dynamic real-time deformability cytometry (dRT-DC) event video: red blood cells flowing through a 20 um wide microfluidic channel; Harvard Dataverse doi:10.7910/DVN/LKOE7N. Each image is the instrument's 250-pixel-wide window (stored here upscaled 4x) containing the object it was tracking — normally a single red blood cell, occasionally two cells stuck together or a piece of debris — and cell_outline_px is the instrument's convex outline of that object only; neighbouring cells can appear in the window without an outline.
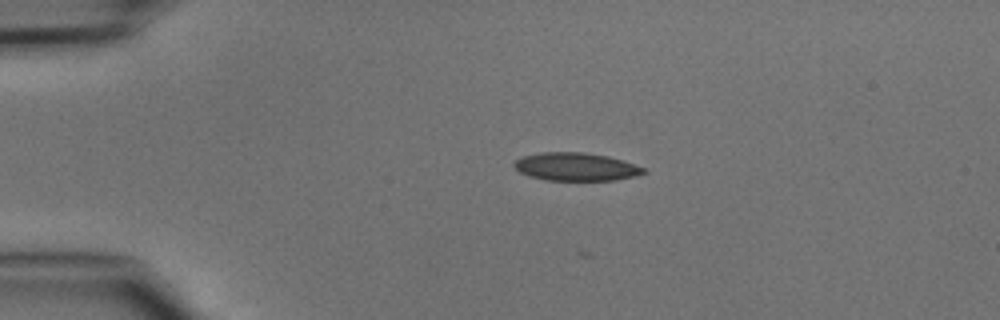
{"species": "common noctule bat (a hibernating species)", "species_latin": "Nyctalus noctula", "temperature_condition": "cold", "stored_images_in_passage": 18, "camera_frame_rate_fps": 3000, "um_per_image_px": 0.085, "animal": {"sex": "male", "body_mass_g": 15.6}, "frame": {"image": 1, "passage_image": 10, "time_ms": 3.0, "image_size_px": [1000, 320], "cell_outline_px": [[648, 172], [616, 180], [544, 180], [528, 176], [520, 172], [512, 164], [520, 156], [540, 152], [584, 152], [608, 156], [648, 168]], "centroid_in_image_um": [48.94, 14.17], "position_along_channel_um": 36.1, "area_um2": 21.33}}
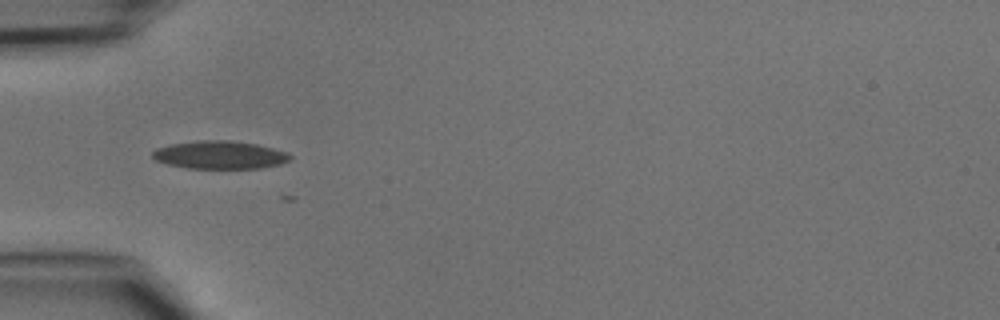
{"frame": {"image": 2, "passage_image": 15, "time_ms": 4.667, "image_size_px": [1000, 320], "cell_outline_px": [[292, 160], [280, 164], [260, 168], [188, 168], [168, 164], [156, 160], [152, 156], [152, 152], [156, 148], [172, 144], [196, 140], [228, 140], [256, 144], [288, 152], [292, 156]], "centroid_in_image_um": [18.71, 13.16], "position_along_channel_um": 66.3, "area_um2": 22.43}}